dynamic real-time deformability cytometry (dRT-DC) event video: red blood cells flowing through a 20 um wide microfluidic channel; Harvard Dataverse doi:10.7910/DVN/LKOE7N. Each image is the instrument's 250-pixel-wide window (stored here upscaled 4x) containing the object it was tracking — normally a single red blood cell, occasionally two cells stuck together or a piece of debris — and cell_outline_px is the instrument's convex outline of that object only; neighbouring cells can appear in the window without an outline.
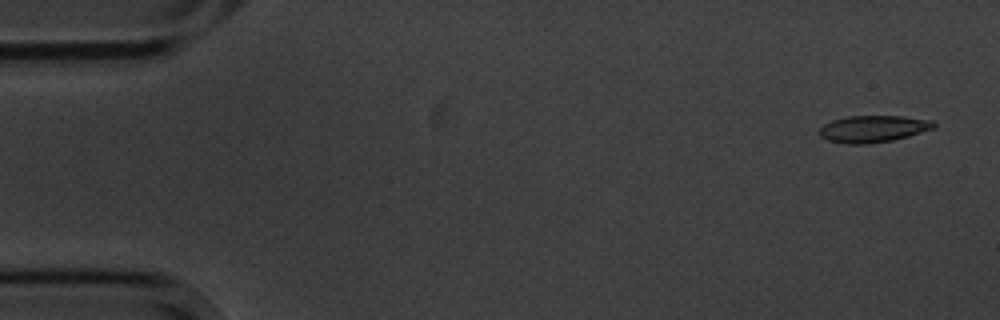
{"species": "common noctule bat (a hibernating species)", "species_latin": "Nyctalus noctula", "temperature_condition": "cold", "stored_images_in_passage": 7, "camera_frame_rate_fps": 3000, "um_per_image_px": 0.085, "animal": {"sex": "male", "body_mass_g": 20.1, "forearm_length_mm": 53.5}, "frame": {"image": 1, "passage_image": 1, "time_ms": 0.0, "image_size_px": [1000, 320], "cell_outline_px": [[936, 128], [908, 136], [892, 140], [868, 144], [848, 144], [828, 140], [820, 136], [820, 128], [824, 124], [832, 120], [848, 116], [904, 116], [932, 120], [936, 124]], "centroid_in_image_um": [74.24, 10.95], "position_along_channel_um": 10.8, "area_um2": 17.92}}
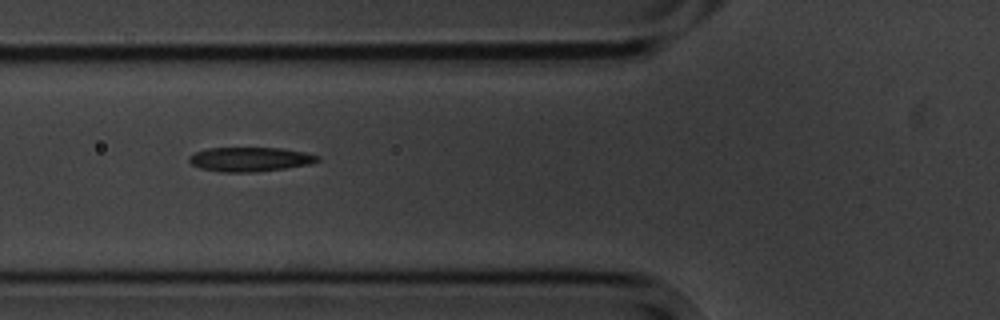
{"frame": {"image": 2, "passage_image": 6, "time_ms": 6.0, "image_size_px": [1000, 320], "cell_outline_px": [[320, 160], [312, 164], [256, 172], [220, 172], [200, 168], [192, 164], [188, 160], [188, 156], [196, 152], [208, 148], [280, 148], [304, 152], [320, 156]], "centroid_in_image_um": [21.26, 13.54], "position_along_channel_um": 104.5, "area_um2": 18.21}}
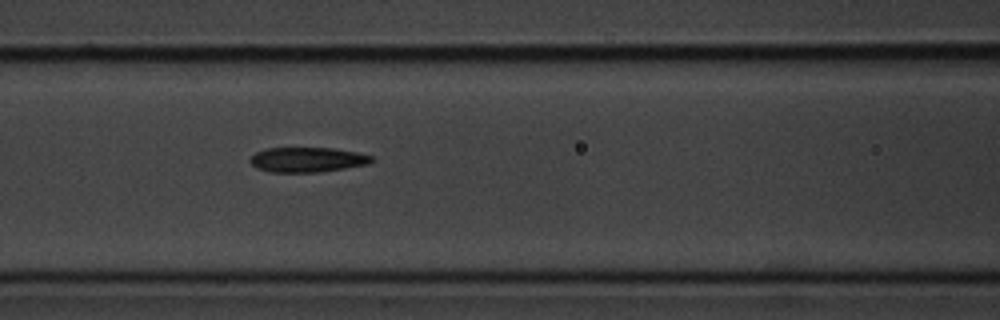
{"frame": {"image": 3, "passage_image": 7, "time_ms": 7.0, "image_size_px": [1000, 320], "cell_outline_px": [[376, 160], [368, 164], [344, 168], [316, 172], [272, 172], [256, 168], [248, 160], [256, 152], [264, 148], [332, 148], [356, 152], [372, 156]], "centroid_in_image_um": [26.11, 13.57], "position_along_channel_um": 140.5, "area_um2": 17.57}}